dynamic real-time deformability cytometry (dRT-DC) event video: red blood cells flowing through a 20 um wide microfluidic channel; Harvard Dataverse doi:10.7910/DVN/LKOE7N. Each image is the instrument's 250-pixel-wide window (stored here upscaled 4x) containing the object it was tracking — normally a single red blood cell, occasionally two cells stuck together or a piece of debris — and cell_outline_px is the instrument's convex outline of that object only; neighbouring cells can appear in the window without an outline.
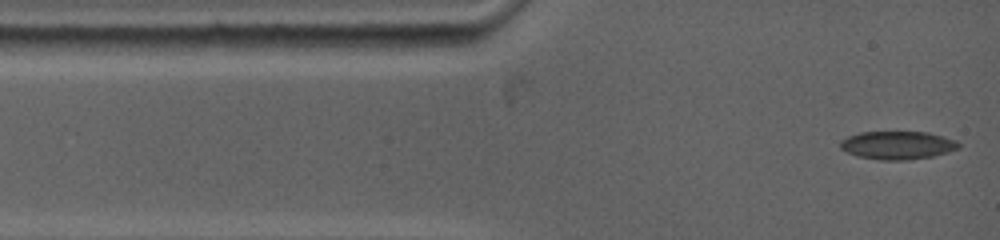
{"species": "common noctule bat (a hibernating species)", "species_latin": "Nyctalus noctula", "temperature_condition": "warm", "stored_images_in_passage": 13, "camera_frame_rate_fps": 5000, "um_per_image_px": 0.085, "animal": {"sex": "female", "body_mass_g": 19.0, "forearm_length_mm": 53.3}, "frame": {"image": 1, "passage_image": 1, "time_ms": 0.0, "image_size_px": [1000, 240], "cell_outline_px": [[960, 148], [948, 152], [932, 156], [908, 160], [880, 160], [856, 156], [840, 148], [840, 140], [848, 136], [860, 132], [928, 132], [944, 136], [956, 140], [960, 144]], "centroid_in_image_um": [76.3, 12.34], "position_along_channel_um": 8.7, "area_um2": 19.54}}
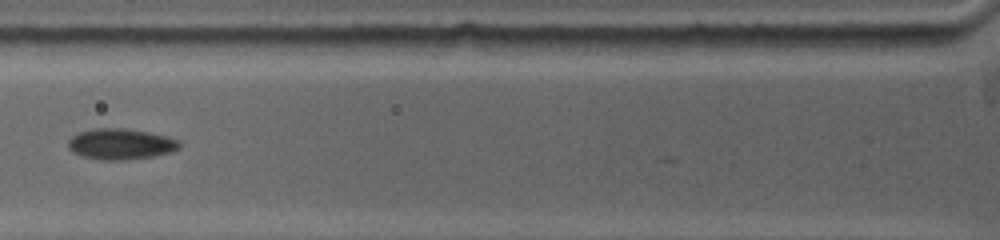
{"frame": {"image": 2, "passage_image": 6, "time_ms": 3.8, "image_size_px": [1000, 240], "cell_outline_px": [[180, 148], [172, 152], [152, 156], [128, 160], [100, 160], [84, 156], [72, 152], [68, 148], [68, 140], [72, 136], [80, 132], [96, 128], [124, 128], [148, 132], [180, 140]], "centroid_in_image_um": [10.26, 12.25], "position_along_channel_um": 115.5, "area_um2": 20.0}}
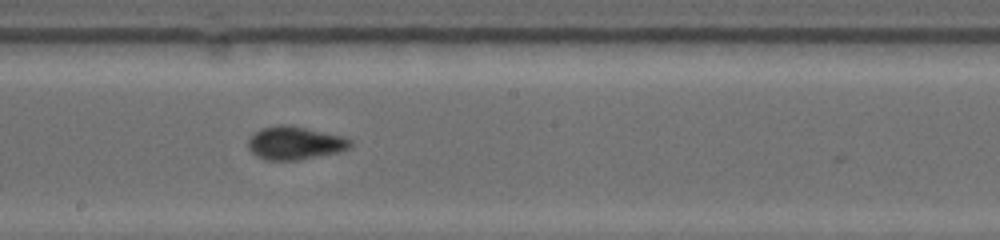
{"frame": {"image": 3, "passage_image": 12, "time_ms": 6.6, "image_size_px": [1000, 240], "cell_outline_px": [[352, 144], [348, 148], [340, 152], [300, 160], [264, 160], [256, 156], [248, 148], [248, 140], [252, 132], [260, 128], [280, 124], [288, 124], [344, 136], [352, 140]], "centroid_in_image_um": [25.05, 12.15], "position_along_channel_um": 223.2, "area_um2": 20.11}}